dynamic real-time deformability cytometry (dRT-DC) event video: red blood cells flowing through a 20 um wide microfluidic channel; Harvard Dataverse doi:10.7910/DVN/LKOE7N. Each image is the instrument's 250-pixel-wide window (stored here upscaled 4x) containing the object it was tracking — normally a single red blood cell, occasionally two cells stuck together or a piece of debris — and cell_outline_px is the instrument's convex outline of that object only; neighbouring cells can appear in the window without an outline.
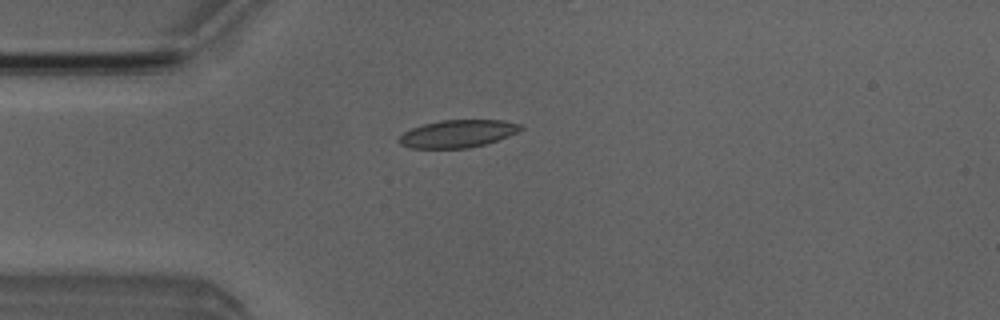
{"species": "Egyptian fruit bat (a non-hibernating species)", "species_latin": "Rousettus aegyptiacus", "temperature_condition": "room temperature", "stored_images_in_passage": 4, "camera_frame_rate_fps": 3000, "um_per_image_px": 0.085, "animal": {"sex": "male"}, "frame": {"image": 1, "passage_image": 4, "time_ms": 3.333, "image_size_px": [1000, 320], "cell_outline_px": [[524, 128], [508, 136], [484, 144], [468, 148], [408, 148], [400, 144], [396, 140], [404, 132], [412, 128], [424, 124], [440, 120], [504, 120], [520, 124]], "centroid_in_image_um": [38.87, 11.36], "position_along_channel_um": 46.1, "area_um2": 19.48}}